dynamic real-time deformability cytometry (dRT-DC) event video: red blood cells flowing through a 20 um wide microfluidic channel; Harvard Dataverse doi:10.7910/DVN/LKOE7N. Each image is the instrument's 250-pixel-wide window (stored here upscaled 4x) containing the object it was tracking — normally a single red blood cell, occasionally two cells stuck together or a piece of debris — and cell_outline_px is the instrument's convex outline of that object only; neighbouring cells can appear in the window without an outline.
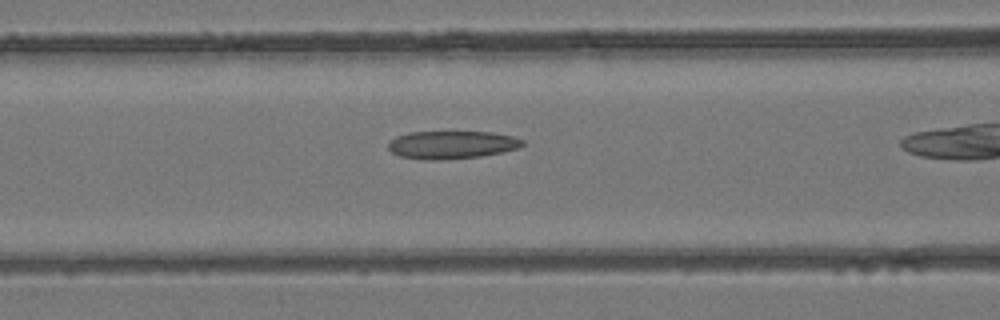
{"species": "common noctule bat (a hibernating species)", "species_latin": "Nyctalus noctula", "temperature_condition": "room temperature", "stored_images_in_passage": 26, "camera_frame_rate_fps": 3000, "um_per_image_px": 0.085, "animal": {"sex": "female", "body_mass_g": 24.6, "forearm_length_mm": 56.2}, "frame": {"image": 1, "passage_image": 8, "time_ms": 2.333, "image_size_px": [1000, 320], "cell_outline_px": [[524, 144], [520, 148], [504, 152], [480, 156], [444, 160], [424, 160], [400, 156], [392, 152], [388, 148], [388, 144], [396, 136], [408, 132], [492, 132], [512, 136], [524, 140]], "centroid_in_image_um": [38.42, 12.31], "position_along_channel_um": 128.2, "area_um2": 21.96}}
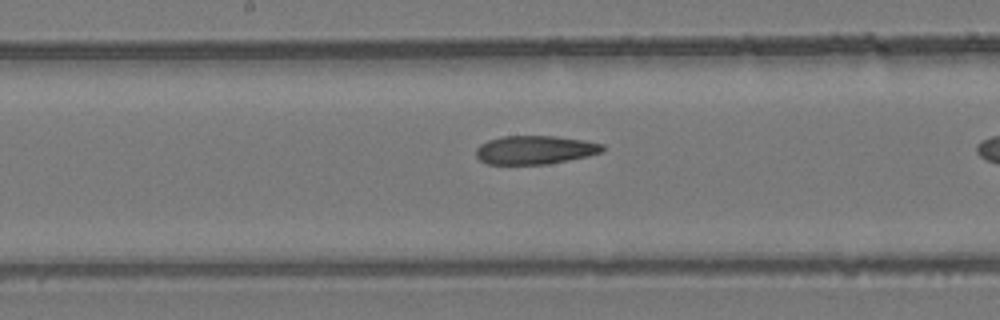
{"frame": {"image": 2, "passage_image": 13, "time_ms": 4.0, "image_size_px": [1000, 320], "cell_outline_px": [[604, 152], [588, 156], [548, 164], [488, 164], [480, 160], [476, 156], [476, 148], [480, 144], [488, 140], [504, 136], [556, 136], [584, 140], [604, 144]], "centroid_in_image_um": [45.49, 12.74], "position_along_channel_um": 202.7, "area_um2": 21.15}}
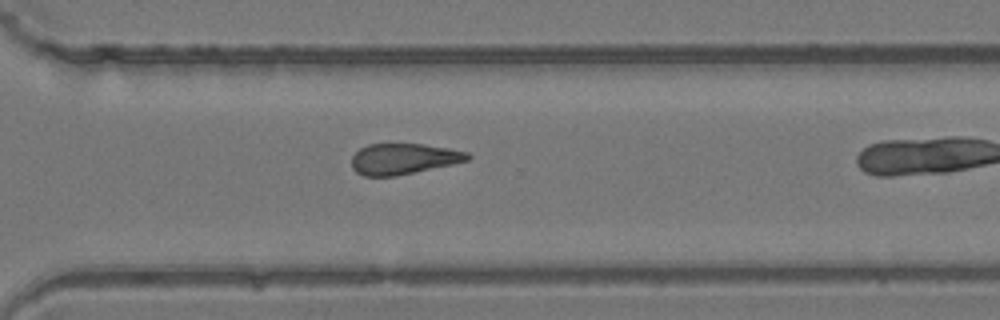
{"frame": {"image": 3, "passage_image": 22, "time_ms": 7.0, "image_size_px": [1000, 320], "cell_outline_px": [[472, 156], [468, 160], [452, 164], [392, 176], [364, 176], [356, 172], [352, 168], [352, 156], [360, 148], [368, 144], [424, 144], [448, 148], [468, 152]], "centroid_in_image_um": [34.28, 13.49], "position_along_channel_um": 336.3, "area_um2": 20.63}}